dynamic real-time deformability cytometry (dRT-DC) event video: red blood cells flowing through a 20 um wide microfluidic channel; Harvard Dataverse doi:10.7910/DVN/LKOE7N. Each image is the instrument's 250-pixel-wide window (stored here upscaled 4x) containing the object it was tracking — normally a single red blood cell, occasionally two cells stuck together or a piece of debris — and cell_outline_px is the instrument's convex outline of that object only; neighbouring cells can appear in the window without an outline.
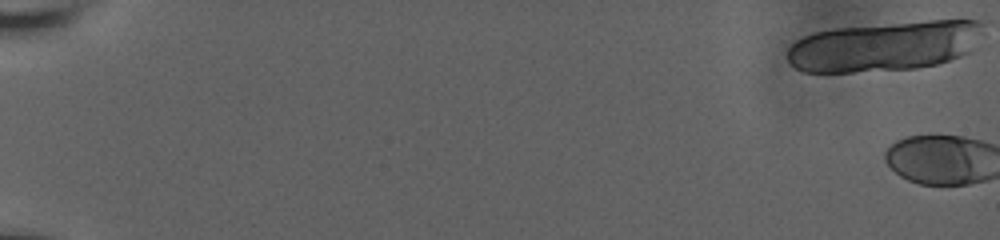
{"species": "human", "species_latin": "Homo sapiens", "temperature_condition": "room temperature", "stored_images_in_passage": 10, "camera_frame_rate_fps": 3000, "um_per_image_px": 0.085, "donor": {"sex": "male"}, "frame": {"image": 1, "passage_image": 1, "time_ms": 0.0, "image_size_px": [1000, 240], "cell_outline_px": [[980, 32], [968, 52], [940, 64], [916, 68], [852, 72], [804, 72], [796, 68], [788, 60], [788, 48], [796, 40], [804, 36], [816, 32], [836, 28], [928, 20], [976, 20], [980, 24]], "centroid_in_image_um": [75.12, 3.93], "position_along_channel_um": 9.9, "area_um2": 56.36}}